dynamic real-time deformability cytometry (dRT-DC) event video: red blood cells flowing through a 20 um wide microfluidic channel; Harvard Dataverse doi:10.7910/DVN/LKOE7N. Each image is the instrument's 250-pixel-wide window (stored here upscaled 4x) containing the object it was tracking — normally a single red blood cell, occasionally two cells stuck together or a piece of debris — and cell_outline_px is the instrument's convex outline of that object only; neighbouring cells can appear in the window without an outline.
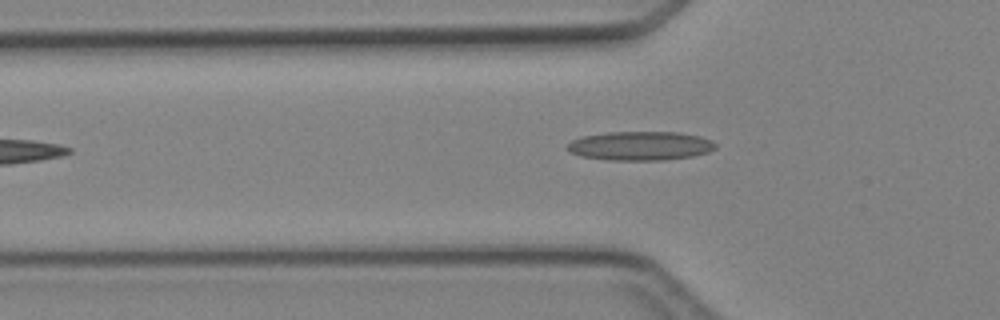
{"species": "Egyptian fruit bat (a non-hibernating species)", "species_latin": "Rousettus aegyptiacus", "temperature_condition": "cold", "stored_images_in_passage": 3, "camera_frame_rate_fps": 3000, "um_per_image_px": 0.085, "animal": {"sex": "female"}, "frame": {"image": 1, "passage_image": 3, "time_ms": 2.667, "image_size_px": [1000, 320], "cell_outline_px": [[716, 148], [708, 152], [692, 156], [664, 160], [608, 160], [580, 156], [572, 152], [568, 148], [568, 144], [572, 140], [584, 136], [608, 132], [676, 132], [700, 136], [712, 140], [716, 144]], "centroid_in_image_um": [54.46, 12.4], "position_along_channel_um": 71.3, "area_um2": 24.91}}